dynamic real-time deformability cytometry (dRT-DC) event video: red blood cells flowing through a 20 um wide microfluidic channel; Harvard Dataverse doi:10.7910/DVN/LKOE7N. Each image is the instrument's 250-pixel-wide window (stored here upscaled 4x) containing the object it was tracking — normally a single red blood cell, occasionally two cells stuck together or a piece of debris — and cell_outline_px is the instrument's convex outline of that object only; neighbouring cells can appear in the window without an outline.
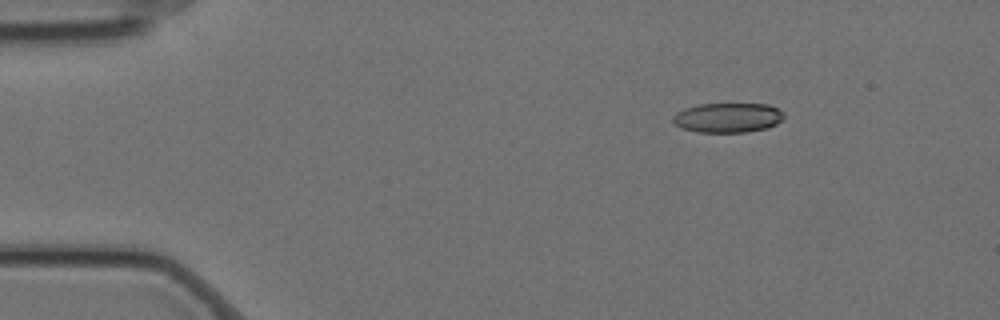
{"species": "Egyptian fruit bat (a non-hibernating species)", "species_latin": "Rousettus aegyptiacus", "temperature_condition": "cold", "stored_images_in_passage": 8, "camera_frame_rate_fps": 3000, "um_per_image_px": 0.085, "animal": {"sex": "female"}, "frame": {"image": 1, "passage_image": 3, "time_ms": 0.667, "image_size_px": [1000, 320], "cell_outline_px": [[784, 120], [768, 128], [748, 132], [696, 132], [680, 128], [672, 120], [672, 116], [676, 112], [684, 108], [700, 104], [768, 104], [784, 112]], "centroid_in_image_um": [61.87, 10.01], "position_along_channel_um": 23.1, "area_um2": 19.42}}
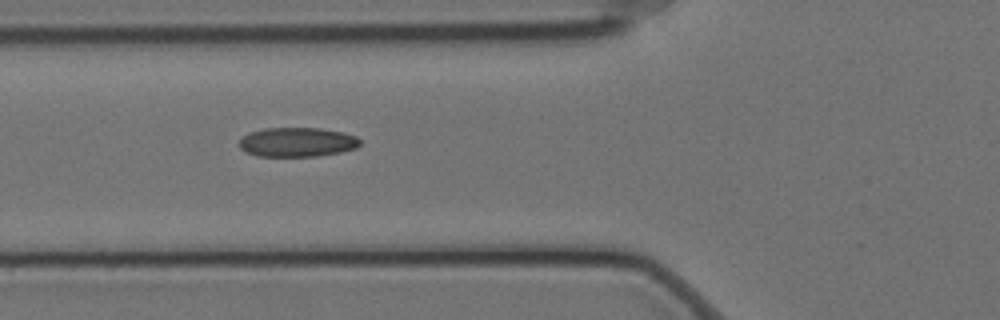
{"frame": {"image": 2, "passage_image": 7, "time_ms": 2.0, "image_size_px": [1000, 320], "cell_outline_px": [[360, 144], [356, 148], [340, 152], [316, 156], [256, 156], [240, 148], [240, 140], [248, 132], [264, 128], [320, 128], [344, 132], [356, 136], [360, 140]], "centroid_in_image_um": [25.27, 12.07], "position_along_channel_um": 100.5, "area_um2": 20.63}}
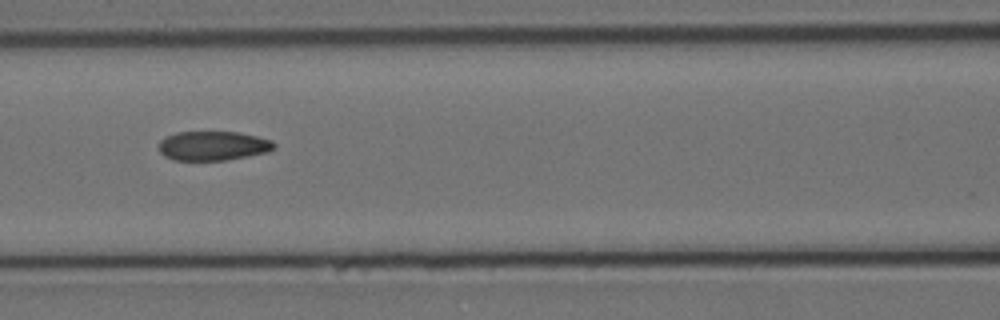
{"frame": {"image": 3, "passage_image": 8, "time_ms": 2.333, "image_size_px": [1000, 320], "cell_outline_px": [[276, 148], [268, 152], [248, 156], [224, 160], [172, 160], [164, 156], [160, 152], [160, 140], [176, 132], [236, 132], [256, 136], [272, 140], [276, 144]], "centroid_in_image_um": [18.13, 12.4], "position_along_channel_um": 148.5, "area_um2": 19.65}}